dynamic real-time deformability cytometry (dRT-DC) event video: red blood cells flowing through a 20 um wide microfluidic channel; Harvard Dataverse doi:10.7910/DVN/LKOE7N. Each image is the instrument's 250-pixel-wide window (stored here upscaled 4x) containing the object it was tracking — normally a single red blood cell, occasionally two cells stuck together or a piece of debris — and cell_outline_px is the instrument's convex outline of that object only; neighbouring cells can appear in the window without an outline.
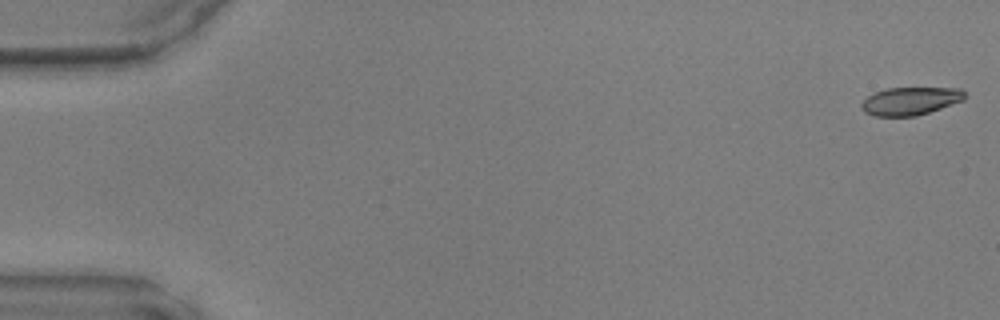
{"species": "common noctule bat (a hibernating species)", "species_latin": "Nyctalus noctula", "temperature_condition": "warm", "stored_images_in_passage": 22, "camera_frame_rate_fps": 3000, "um_per_image_px": 0.085, "animal": {"sex": "male", "body_mass_g": 17.9, "forearm_length_mm": 54.2}, "frame": {"image": 1, "passage_image": 1, "time_ms": 0.0, "image_size_px": [1000, 320], "cell_outline_px": [[964, 100], [916, 116], [872, 116], [864, 112], [860, 108], [860, 104], [868, 96], [876, 92], [888, 88], [960, 88], [964, 92]], "centroid_in_image_um": [77.34, 8.59], "position_along_channel_um": 7.7, "area_um2": 16.7}}
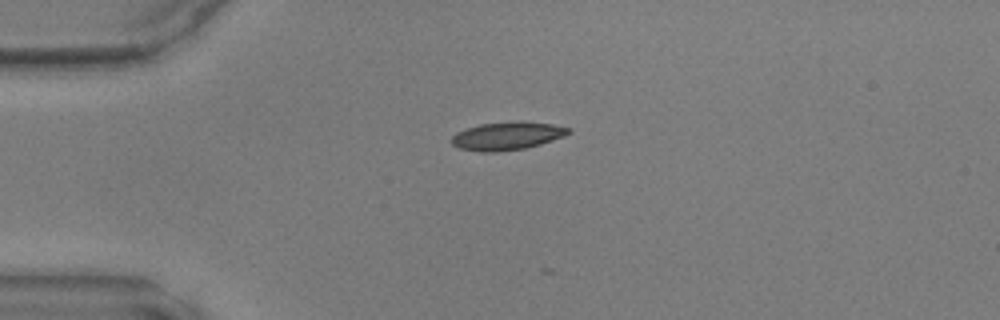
{"frame": {"image": 2, "passage_image": 12, "time_ms": 3.667, "image_size_px": [1000, 320], "cell_outline_px": [[572, 132], [564, 136], [540, 144], [524, 148], [496, 152], [480, 152], [460, 148], [452, 144], [452, 136], [456, 132], [480, 124], [552, 124], [572, 128]], "centroid_in_image_um": [43.09, 11.6], "position_along_channel_um": 41.9, "area_um2": 18.15}}